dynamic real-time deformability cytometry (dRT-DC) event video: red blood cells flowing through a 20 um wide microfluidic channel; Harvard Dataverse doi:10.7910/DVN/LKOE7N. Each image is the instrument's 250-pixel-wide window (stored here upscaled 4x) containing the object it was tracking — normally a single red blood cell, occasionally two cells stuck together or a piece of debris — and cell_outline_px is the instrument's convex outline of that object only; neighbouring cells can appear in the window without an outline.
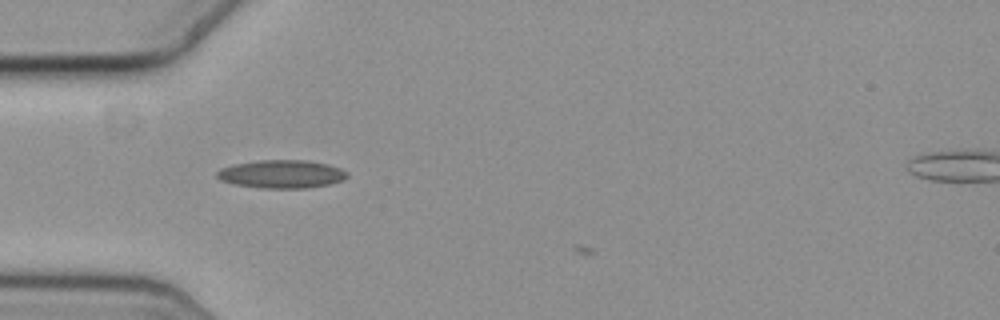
{"species": "common noctule bat (a hibernating species)", "species_latin": "Nyctalus noctula", "temperature_condition": "cold", "stored_images_in_passage": 4, "camera_frame_rate_fps": 3000, "um_per_image_px": 0.085, "animal": {"sex": "female", "body_mass_g": 19.3, "forearm_length_mm": 54.1}, "frame": {"image": 1, "passage_image": 1, "time_ms": 0.0, "image_size_px": [1000, 320], "cell_outline_px": [[348, 176], [344, 180], [328, 184], [308, 188], [260, 188], [232, 184], [220, 180], [216, 176], [216, 172], [220, 168], [236, 164], [260, 160], [304, 160], [328, 164], [340, 168], [348, 172]], "centroid_in_image_um": [23.93, 14.8], "position_along_channel_um": 61.1, "area_um2": 21.44}}